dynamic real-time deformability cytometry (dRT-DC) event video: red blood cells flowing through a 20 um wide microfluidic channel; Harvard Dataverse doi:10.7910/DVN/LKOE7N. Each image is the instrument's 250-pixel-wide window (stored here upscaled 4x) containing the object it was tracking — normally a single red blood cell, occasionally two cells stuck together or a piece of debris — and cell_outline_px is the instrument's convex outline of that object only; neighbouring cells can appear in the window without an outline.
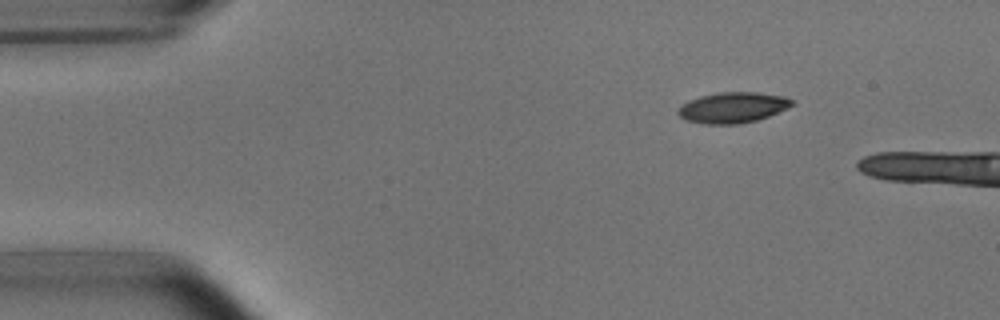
{"species": "common noctule bat (a hibernating species)", "species_latin": "Nyctalus noctula", "temperature_condition": "room temperature", "stored_images_in_passage": 4, "camera_frame_rate_fps": 3000, "um_per_image_px": 0.085, "animal": {"sex": "male", "body_mass_g": 15.6}, "frame": {"image": 1, "passage_image": 2, "time_ms": 1.0, "image_size_px": [1000, 320], "cell_outline_px": [[796, 104], [788, 108], [768, 116], [756, 120], [740, 124], [704, 124], [684, 120], [676, 112], [680, 104], [688, 100], [700, 96], [720, 92], [756, 92], [784, 96], [792, 100]], "centroid_in_image_um": [62.25, 9.14], "position_along_channel_um": 22.7, "area_um2": 20.58}}